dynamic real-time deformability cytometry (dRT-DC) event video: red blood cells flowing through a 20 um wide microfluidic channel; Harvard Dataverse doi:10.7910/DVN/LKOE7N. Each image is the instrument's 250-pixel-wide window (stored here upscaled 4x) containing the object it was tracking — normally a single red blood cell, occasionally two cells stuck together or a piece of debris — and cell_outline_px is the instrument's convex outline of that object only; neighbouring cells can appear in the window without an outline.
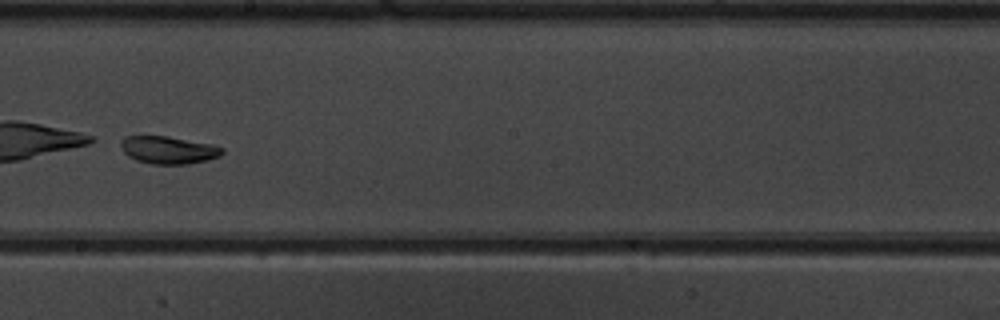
{"species": "common noctule bat (a hibernating species)", "species_latin": "Nyctalus noctula", "temperature_condition": "warm", "stored_images_in_passage": 52, "camera_frame_rate_fps": 3000, "um_per_image_px": 0.085, "animal": {"sex": "male", "body_mass_g": 19.5, "forearm_length_mm": 54.6}, "frame": {"image": 1, "passage_image": 32, "time_ms": 10.333, "image_size_px": [1000, 320], "cell_outline_px": [[224, 152], [220, 156], [208, 160], [188, 164], [152, 164], [136, 160], [128, 156], [124, 152], [120, 144], [124, 136], [168, 136], [212, 144], [224, 148]], "centroid_in_image_um": [14.34, 12.75], "position_along_channel_um": 233.9, "area_um2": 16.36}}
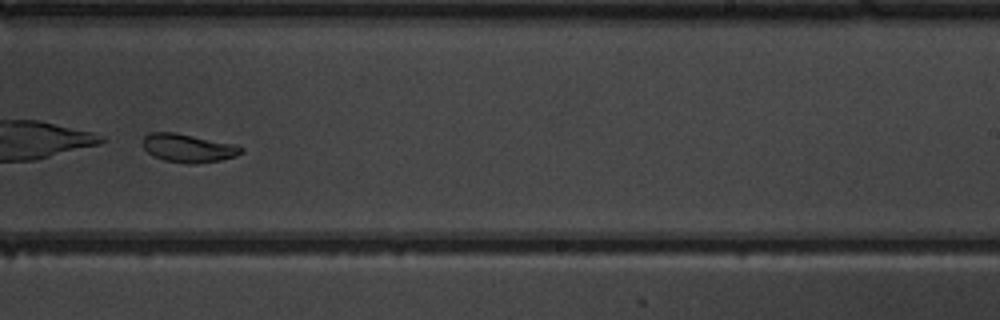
{"frame": {"image": 2, "passage_image": 35, "time_ms": 11.333, "image_size_px": [1000, 320], "cell_outline_px": [[244, 152], [236, 156], [220, 160], [196, 164], [188, 164], [164, 160], [148, 152], [144, 148], [144, 136], [148, 132], [176, 132], [236, 144], [244, 148]], "centroid_in_image_um": [16.05, 12.58], "position_along_channel_um": 273.0, "area_um2": 16.36}}
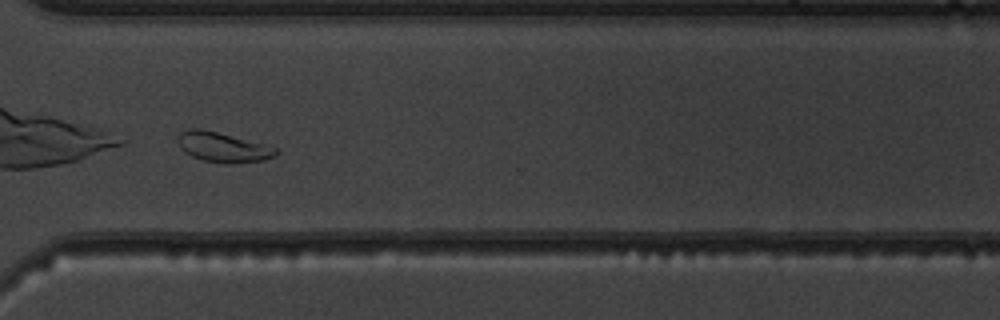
{"frame": {"image": 3, "passage_image": 41, "time_ms": 13.333, "image_size_px": [1000, 320], "cell_outline_px": [[280, 152], [276, 156], [264, 160], [232, 164], [224, 164], [204, 160], [192, 156], [184, 152], [180, 148], [180, 132], [192, 128], [200, 128], [280, 148]], "centroid_in_image_um": [19.02, 12.53], "position_along_channel_um": 351.6, "area_um2": 16.99}}